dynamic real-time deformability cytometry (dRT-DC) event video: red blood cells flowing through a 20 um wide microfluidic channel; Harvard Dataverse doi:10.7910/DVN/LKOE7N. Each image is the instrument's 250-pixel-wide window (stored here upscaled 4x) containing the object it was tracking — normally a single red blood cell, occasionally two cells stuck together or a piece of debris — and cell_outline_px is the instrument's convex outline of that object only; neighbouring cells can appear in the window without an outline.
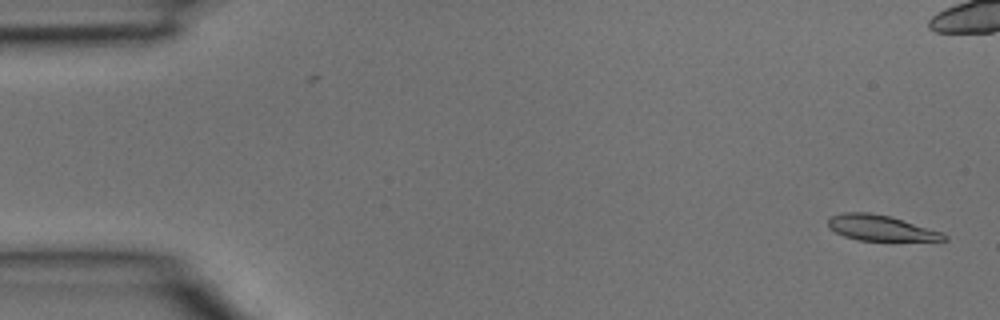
{"species": "common noctule bat (a hibernating species)", "species_latin": "Nyctalus noctula", "temperature_condition": "room temperature", "stored_images_in_passage": 37, "camera_frame_rate_fps": 3000, "um_per_image_px": 0.085, "animal": {"sex": "male", "body_mass_g": 15.6}, "frame": {"image": 1, "passage_image": 1, "time_ms": 0.0, "image_size_px": [1000, 320], "cell_outline_px": [[948, 240], [856, 240], [844, 236], [828, 228], [828, 220], [832, 216], [844, 212], [868, 212], [888, 216], [944, 232], [948, 236]], "centroid_in_image_um": [74.85, 19.37], "position_along_channel_um": 10.1, "area_um2": 17.05}}
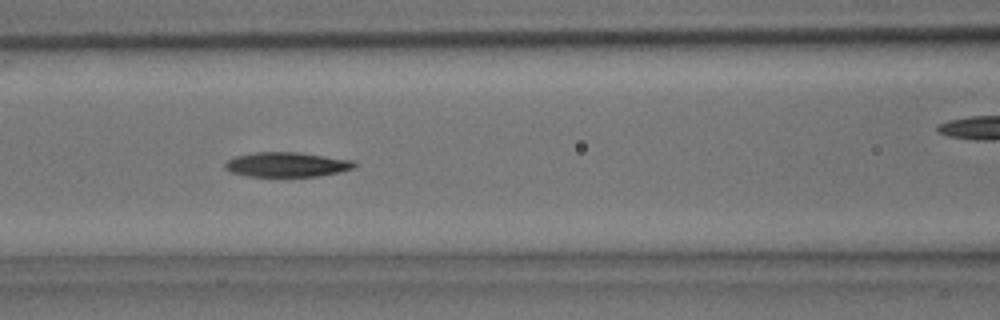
{"frame": {"image": 2, "passage_image": 16, "time_ms": 5.0, "image_size_px": [1000, 320], "cell_outline_px": [[356, 168], [340, 172], [320, 176], [248, 176], [232, 172], [224, 168], [224, 164], [228, 160], [236, 156], [256, 152], [296, 152], [356, 160]], "centroid_in_image_um": [24.44, 13.98], "position_along_channel_um": 142.2, "area_um2": 18.67}}